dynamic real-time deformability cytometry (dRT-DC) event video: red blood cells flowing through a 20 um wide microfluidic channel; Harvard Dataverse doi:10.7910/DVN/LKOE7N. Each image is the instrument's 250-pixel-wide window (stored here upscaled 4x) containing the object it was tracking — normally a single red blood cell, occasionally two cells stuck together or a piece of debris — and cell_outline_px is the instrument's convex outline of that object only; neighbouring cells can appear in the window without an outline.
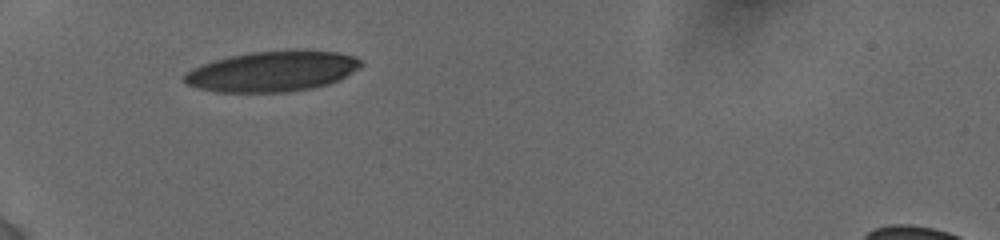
{"species": "human", "species_latin": "Homo sapiens", "temperature_condition": "cold", "stored_images_in_passage": 2, "camera_frame_rate_fps": 3000, "um_per_image_px": 0.085, "donor": {"sex": "female"}, "frame": {"image": 1, "passage_image": 1, "time_ms": 0.0, "image_size_px": [1000, 240], "cell_outline_px": [[364, 64], [360, 68], [328, 84], [312, 88], [288, 92], [216, 92], [200, 88], [188, 84], [184, 80], [184, 72], [192, 68], [228, 56], [252, 52], [288, 48], [300, 48], [336, 52], [356, 56]], "centroid_in_image_um": [23.19, 6.03], "position_along_channel_um": 61.8, "area_um2": 42.14}}